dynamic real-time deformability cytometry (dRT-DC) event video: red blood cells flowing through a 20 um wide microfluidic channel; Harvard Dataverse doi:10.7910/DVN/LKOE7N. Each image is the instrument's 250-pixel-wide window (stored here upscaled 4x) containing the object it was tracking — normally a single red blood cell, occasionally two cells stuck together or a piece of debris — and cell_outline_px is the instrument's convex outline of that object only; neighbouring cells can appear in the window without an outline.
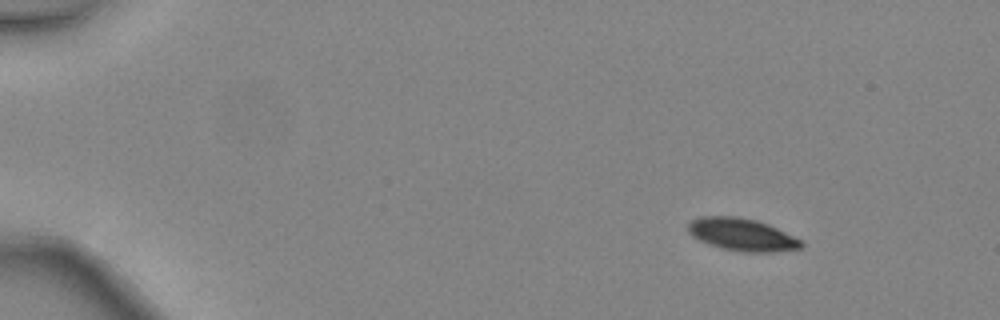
{"species": "common noctule bat (a hibernating species)", "species_latin": "Nyctalus noctula", "temperature_condition": "warm", "stored_images_in_passage": 4, "camera_frame_rate_fps": 3000, "um_per_image_px": 0.085, "animal": {"sex": "female", "body_mass_g": 24.6, "forearm_length_mm": 56.2}, "frame": {"image": 1, "passage_image": 1, "time_ms": 0.0, "image_size_px": [1000, 320], "cell_outline_px": [[804, 244], [800, 248], [776, 252], [744, 252], [720, 248], [708, 244], [692, 236], [688, 232], [688, 224], [692, 220], [700, 216], [736, 216], [756, 220], [768, 224], [800, 240]], "centroid_in_image_um": [63.03, 19.94], "position_along_channel_um": 22.0, "area_um2": 21.33}}
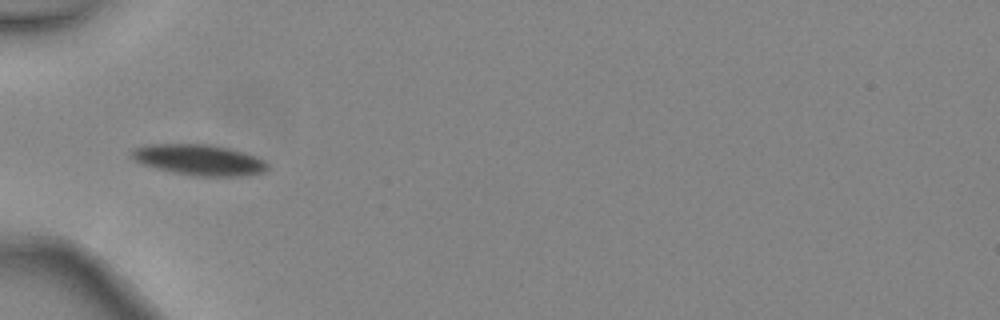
{"frame": {"image": 2, "passage_image": 4, "time_ms": 1.0, "image_size_px": [1000, 320], "cell_outline_px": [[268, 168], [264, 172], [244, 176], [196, 176], [156, 168], [140, 164], [132, 156], [132, 148], [144, 144], [212, 144], [228, 148], [256, 156], [264, 160], [268, 164]], "centroid_in_image_um": [16.93, 13.58], "position_along_channel_um": 68.1, "area_um2": 24.39}}